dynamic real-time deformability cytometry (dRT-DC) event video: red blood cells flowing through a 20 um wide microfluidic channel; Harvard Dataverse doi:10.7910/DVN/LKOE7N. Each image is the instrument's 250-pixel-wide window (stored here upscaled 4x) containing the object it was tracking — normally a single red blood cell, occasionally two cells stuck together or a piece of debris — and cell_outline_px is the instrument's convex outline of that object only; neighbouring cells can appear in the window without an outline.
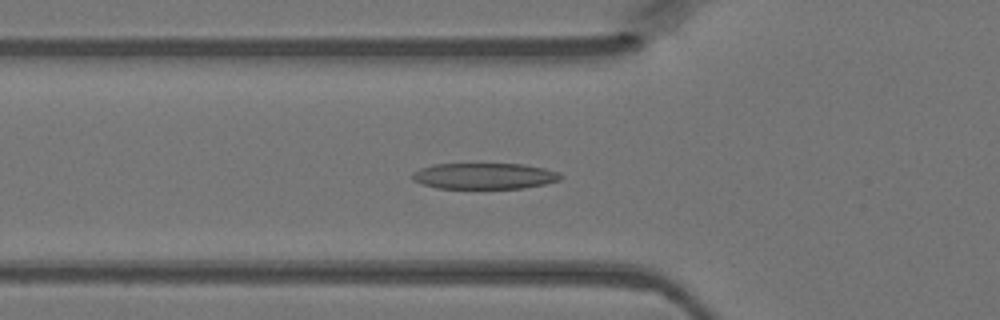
{"species": "Egyptian fruit bat (a non-hibernating species)", "species_latin": "Rousettus aegyptiacus", "temperature_condition": "warm", "stored_images_in_passage": 47, "camera_frame_rate_fps": 3000, "um_per_image_px": 0.085, "animal": {"sex": "female"}, "frame": {"image": 1, "passage_image": 16, "time_ms": 5.0, "image_size_px": [1000, 320], "cell_outline_px": [[564, 176], [560, 180], [544, 184], [524, 188], [436, 188], [420, 184], [412, 180], [412, 172], [420, 168], [432, 164], [524, 164], [544, 168], [560, 172]], "centroid_in_image_um": [41.16, 14.96], "position_along_channel_um": 84.6, "area_um2": 22.72}}
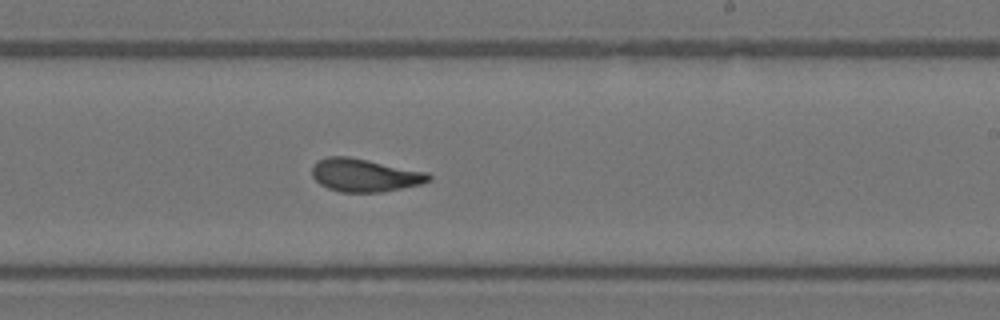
{"frame": {"image": 2, "passage_image": 28, "time_ms": 9.0, "image_size_px": [1000, 320], "cell_outline_px": [[432, 180], [420, 184], [380, 192], [340, 192], [328, 188], [320, 184], [312, 176], [312, 168], [320, 160], [328, 156], [348, 156], [428, 172], [432, 176]], "centroid_in_image_um": [31.02, 14.89], "position_along_channel_um": 258.0, "area_um2": 22.25}}
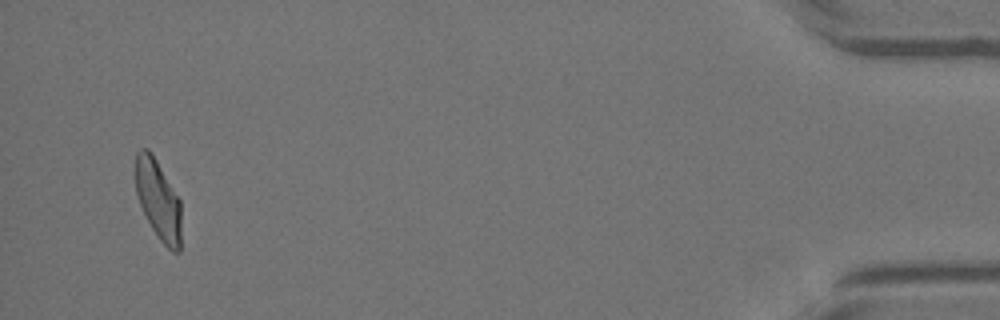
{"frame": {"image": 3, "passage_image": 45, "time_ms": 14.667, "image_size_px": [1000, 320], "cell_outline_px": [[180, 252], [172, 252], [160, 240], [152, 228], [140, 204], [136, 192], [136, 152], [140, 148], [148, 148], [156, 160], [180, 200]], "centroid_in_image_um": [13.45, 16.98], "position_along_channel_um": 421.8, "area_um2": 20.87}}